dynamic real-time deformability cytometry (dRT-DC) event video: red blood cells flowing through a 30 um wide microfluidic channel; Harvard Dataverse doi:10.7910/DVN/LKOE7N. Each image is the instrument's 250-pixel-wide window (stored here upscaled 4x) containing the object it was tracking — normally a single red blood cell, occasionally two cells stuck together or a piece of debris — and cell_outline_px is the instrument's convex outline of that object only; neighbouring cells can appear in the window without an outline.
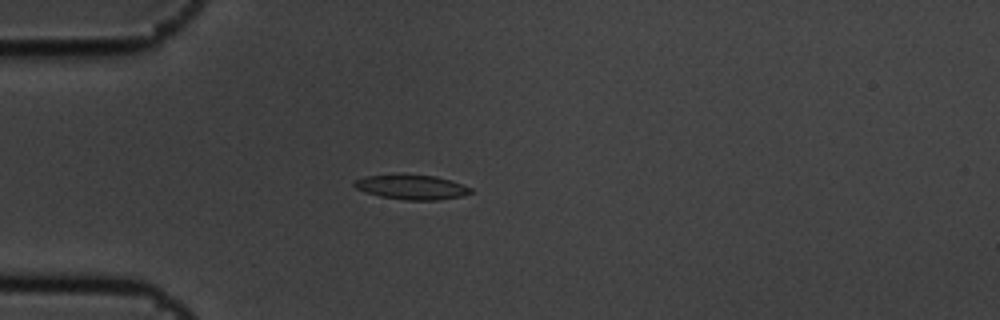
{"species": "common noctule bat (a hibernating species)", "species_latin": "Nyctalus noctula", "temperature_condition": "cold", "stored_images_in_passage": 1, "camera_frame_rate_fps": 3000, "um_per_image_px": 0.085, "animal": {"sex": "male", "body_mass_g": 19.5, "forearm_length_mm": 54.6}, "frame": {"image": 1, "passage_image": 1, "time_ms": 0.0, "image_size_px": [1000, 320], "cell_outline_px": [[472, 192], [464, 196], [436, 200], [404, 200], [380, 196], [356, 188], [352, 184], [356, 180], [364, 176], [436, 176], [452, 180], [472, 188]], "centroid_in_image_um": [35.06, 15.93], "position_along_channel_um": 49.9, "area_um2": 16.24}}